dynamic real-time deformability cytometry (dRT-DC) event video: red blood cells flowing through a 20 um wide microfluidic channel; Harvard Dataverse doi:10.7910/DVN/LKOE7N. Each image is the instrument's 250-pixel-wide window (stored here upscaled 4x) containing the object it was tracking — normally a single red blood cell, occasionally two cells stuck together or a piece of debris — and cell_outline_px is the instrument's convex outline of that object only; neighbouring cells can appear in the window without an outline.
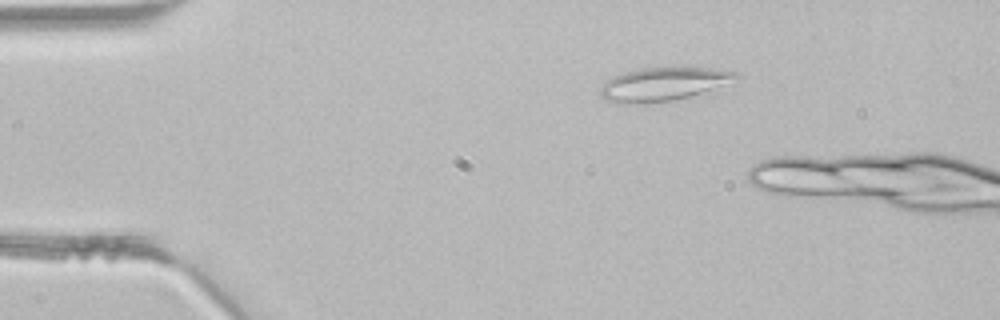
{"species": "common noctule bat (a hibernating species)", "species_latin": "Nyctalus noctula", "temperature_condition": "room temperature", "stored_images_in_passage": 2, "camera_frame_rate_fps": 3000, "um_per_image_px": 0.085, "animal": {"sex": "male", "body_mass_g": 21.5, "forearm_length_mm": 52.0}, "frame": {"image": 1, "passage_image": 1, "time_ms": 0.0, "image_size_px": [1000, 320], "cell_outline_px": [[744, 76], [740, 80], [688, 96], [672, 100], [640, 104], [616, 104], [604, 100], [600, 96], [600, 88], [612, 76], [624, 72], [644, 68], [708, 68], [736, 72]], "centroid_in_image_um": [56.37, 7.16], "position_along_channel_um": 28.6, "area_um2": 26.41}}